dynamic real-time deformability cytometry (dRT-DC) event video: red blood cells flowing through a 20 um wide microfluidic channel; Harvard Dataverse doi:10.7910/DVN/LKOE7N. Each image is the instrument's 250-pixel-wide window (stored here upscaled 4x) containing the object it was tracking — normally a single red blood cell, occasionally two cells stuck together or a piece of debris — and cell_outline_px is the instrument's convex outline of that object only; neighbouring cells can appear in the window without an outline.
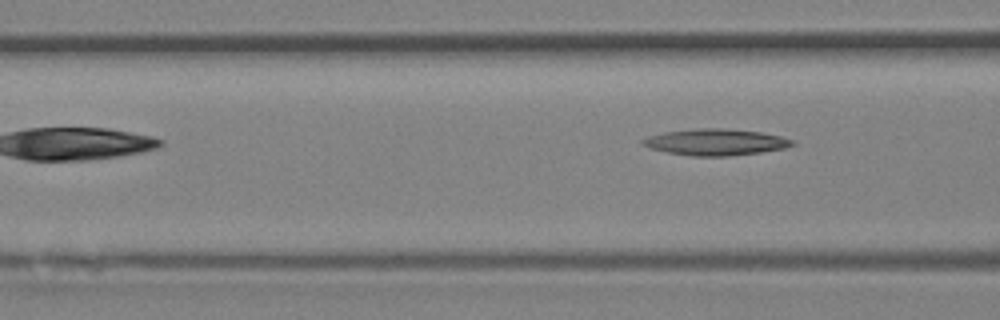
{"species": "Egyptian fruit bat (a non-hibernating species)", "species_latin": "Rousettus aegyptiacus", "temperature_condition": "room temperature", "stored_images_in_passage": 6, "camera_frame_rate_fps": 3000, "um_per_image_px": 0.085, "animal": {"sex": "female"}, "frame": {"image": 1, "passage_image": 6, "time_ms": 1.667, "image_size_px": [1000, 320], "cell_outline_px": [[796, 144], [784, 148], [760, 152], [728, 156], [692, 156], [668, 152], [648, 148], [640, 140], [648, 136], [664, 132], [700, 128], [724, 128], [760, 132], [780, 136], [792, 140]], "centroid_in_image_um": [60.81, 12.08], "position_along_channel_um": 105.8, "area_um2": 22.83}}